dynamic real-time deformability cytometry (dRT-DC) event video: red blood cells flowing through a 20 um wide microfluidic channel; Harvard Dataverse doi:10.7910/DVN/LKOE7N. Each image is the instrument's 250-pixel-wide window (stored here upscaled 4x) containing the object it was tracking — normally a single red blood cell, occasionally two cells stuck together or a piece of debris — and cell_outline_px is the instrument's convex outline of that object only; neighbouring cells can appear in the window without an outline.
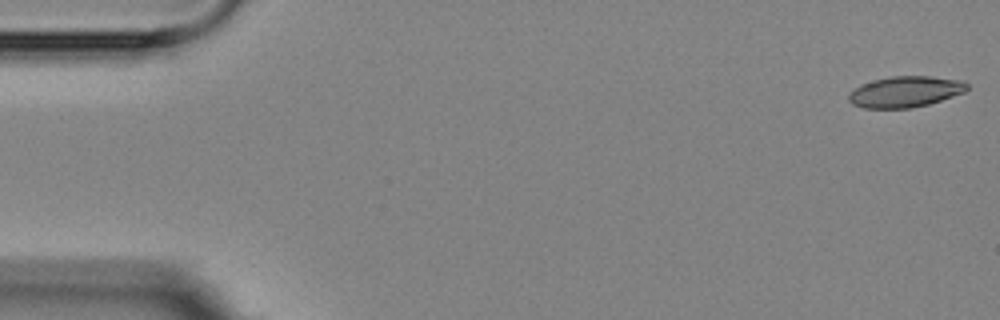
{"species": "Egyptian fruit bat (a non-hibernating species)", "species_latin": "Rousettus aegyptiacus", "temperature_condition": "room temperature", "stored_images_in_passage": 5, "camera_frame_rate_fps": 3000, "um_per_image_px": 0.085, "animal": {"sex": "female"}, "frame": {"image": 1, "passage_image": 1, "time_ms": 0.0, "image_size_px": [1000, 320], "cell_outline_px": [[968, 88], [964, 92], [928, 104], [912, 108], [864, 108], [852, 104], [848, 100], [848, 96], [860, 84], [872, 80], [892, 76], [932, 76], [964, 80], [968, 84]], "centroid_in_image_um": [76.96, 7.79], "position_along_channel_um": 8.0, "area_um2": 21.39}}